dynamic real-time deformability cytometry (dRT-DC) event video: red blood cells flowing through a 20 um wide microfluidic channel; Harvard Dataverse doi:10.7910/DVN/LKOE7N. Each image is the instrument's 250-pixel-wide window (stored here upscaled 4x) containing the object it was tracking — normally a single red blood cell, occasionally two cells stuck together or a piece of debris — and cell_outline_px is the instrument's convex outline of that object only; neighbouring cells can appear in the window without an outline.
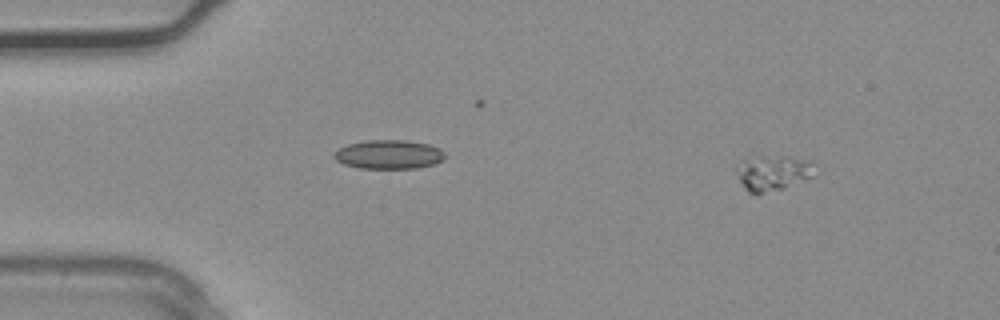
{"species": "common noctule bat (a hibernating species)", "species_latin": "Nyctalus noctula", "temperature_condition": "warm", "stored_images_in_passage": 36, "camera_frame_rate_fps": 3000, "um_per_image_px": 0.085, "animal": {"sex": "male", "body_mass_g": 20.4}, "frame": {"image": 1, "passage_image": 4, "time_ms": 1.0, "image_size_px": [1000, 320], "cell_outline_px": [[812, 176], [784, 188], [760, 192], [748, 192], [740, 180], [736, 172], [764, 156], [784, 156], [808, 160]], "centroid_in_image_um": [65.77, 14.73], "position_along_channel_um": 19.2, "area_um2": 14.28}}
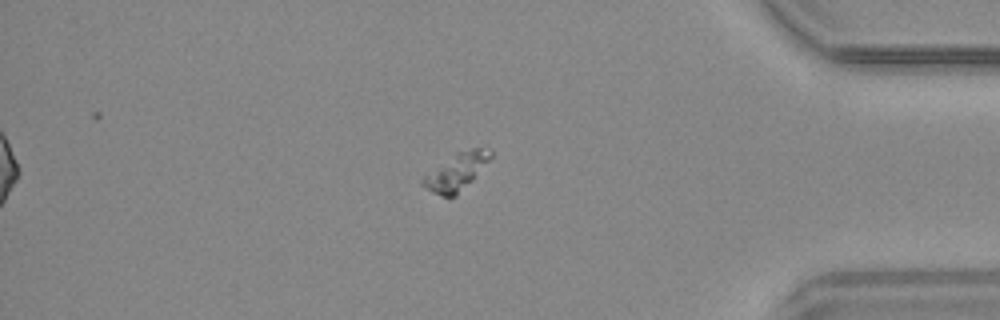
{"frame": {"image": 2, "passage_image": 31, "time_ms": 10.0, "image_size_px": [1000, 320], "cell_outline_px": [[492, 156], [472, 180], [456, 196], [444, 196], [432, 192], [420, 184], [420, 180], [424, 176], [456, 152], [472, 148], [492, 148]], "centroid_in_image_um": [38.8, 14.59], "position_along_channel_um": 396.4, "area_um2": 14.33}}
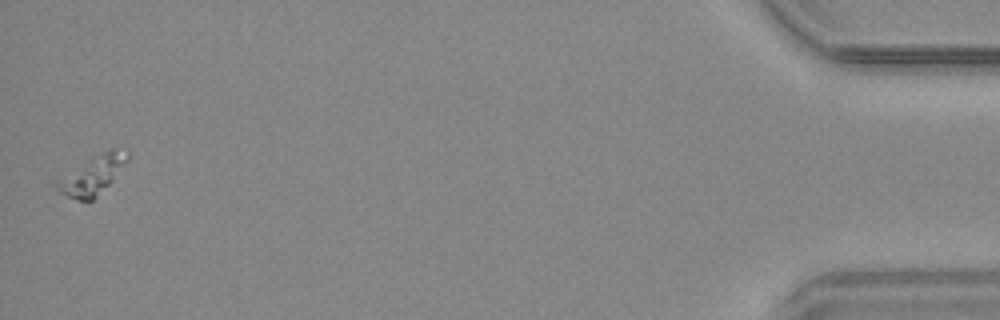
{"frame": {"image": 3, "passage_image": 36, "time_ms": 11.667, "image_size_px": [1000, 320], "cell_outline_px": [[128, 160], [112, 180], [92, 200], [80, 200], [68, 196], [60, 192], [56, 184], [56, 180], [92, 156], [112, 148], [128, 152]], "centroid_in_image_um": [7.86, 14.86], "position_along_channel_um": 427.3, "area_um2": 15.26}}